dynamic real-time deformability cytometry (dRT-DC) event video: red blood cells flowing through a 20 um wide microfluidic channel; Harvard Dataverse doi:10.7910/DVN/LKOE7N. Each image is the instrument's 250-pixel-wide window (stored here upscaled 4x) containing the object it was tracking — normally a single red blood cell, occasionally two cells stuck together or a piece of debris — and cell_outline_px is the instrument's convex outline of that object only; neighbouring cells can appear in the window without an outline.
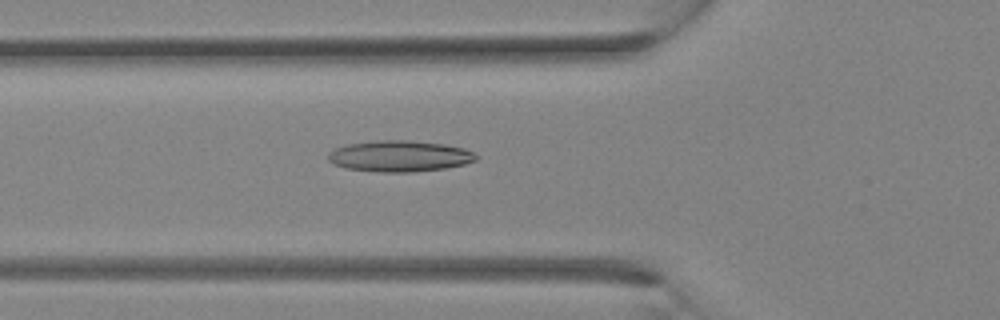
{"species": "Egyptian fruit bat (a non-hibernating species)", "species_latin": "Rousettus aegyptiacus", "temperature_condition": "room temperature", "stored_images_in_passage": 33, "camera_frame_rate_fps": 3000, "um_per_image_px": 0.085, "animal": {"sex": "female"}, "frame": {"image": 1, "passage_image": 12, "time_ms": 3.667, "image_size_px": [1000, 320], "cell_outline_px": [[480, 156], [476, 160], [464, 164], [444, 168], [408, 172], [380, 172], [348, 168], [332, 164], [328, 160], [328, 152], [336, 148], [348, 144], [380, 140], [408, 140], [444, 144], [464, 148]], "centroid_in_image_um": [33.96, 13.26], "position_along_channel_um": 91.8, "area_um2": 26.7}}
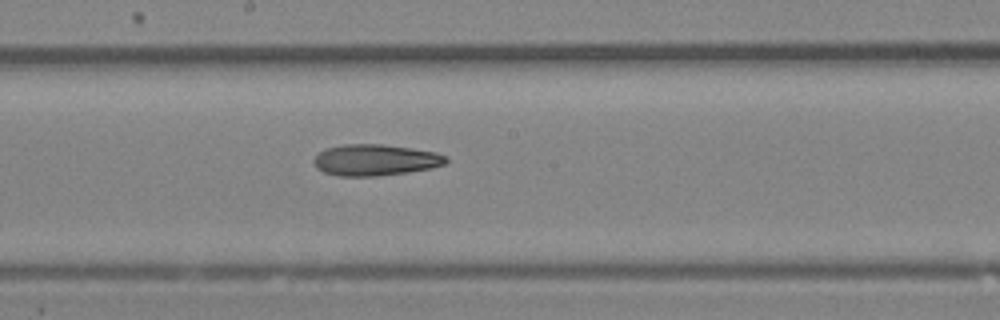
{"frame": {"image": 2, "passage_image": 18, "time_ms": 5.667, "image_size_px": [1000, 320], "cell_outline_px": [[448, 160], [444, 164], [432, 168], [408, 172], [380, 176], [336, 176], [324, 172], [316, 168], [312, 160], [324, 148], [344, 144], [380, 144], [412, 148], [436, 152], [448, 156]], "centroid_in_image_um": [31.89, 13.6], "position_along_channel_um": 216.3, "area_um2": 24.33}}
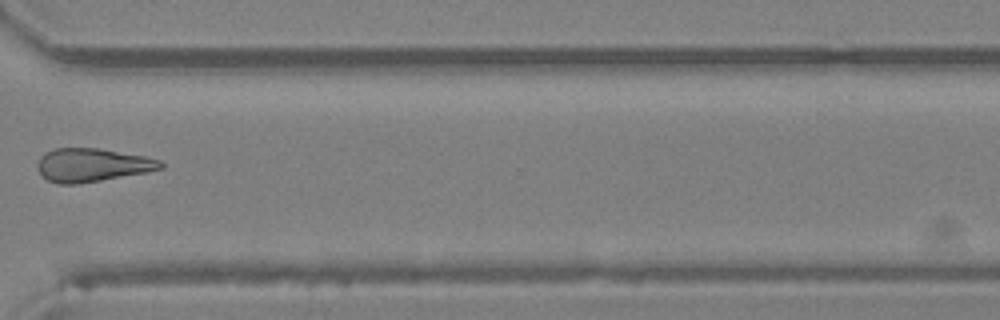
{"frame": {"image": 3, "passage_image": 25, "time_ms": 8.0, "image_size_px": [1000, 320], "cell_outline_px": [[164, 168], [148, 172], [76, 184], [60, 184], [48, 180], [40, 172], [36, 164], [40, 156], [44, 152], [56, 148], [100, 148], [144, 156], [160, 160], [164, 164]], "centroid_in_image_um": [7.84, 14.02], "position_along_channel_um": 362.8, "area_um2": 23.93}}